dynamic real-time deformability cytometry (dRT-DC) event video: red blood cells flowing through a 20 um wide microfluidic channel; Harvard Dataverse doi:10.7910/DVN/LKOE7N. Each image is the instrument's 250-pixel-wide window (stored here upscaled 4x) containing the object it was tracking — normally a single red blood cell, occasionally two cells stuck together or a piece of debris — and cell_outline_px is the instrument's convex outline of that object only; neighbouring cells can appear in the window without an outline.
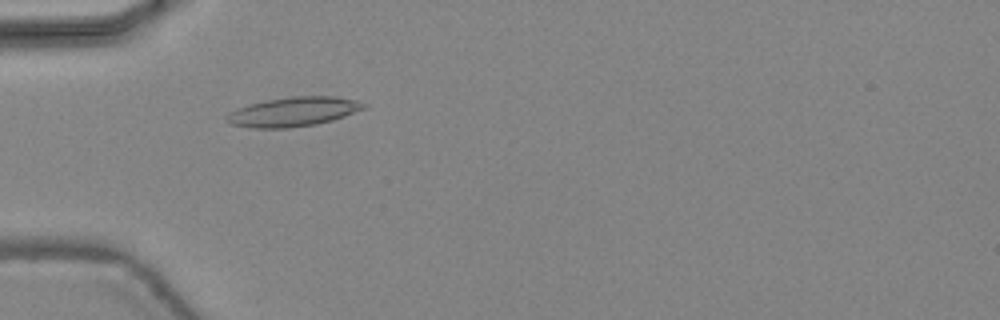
{"species": "common noctule bat (a hibernating species)", "species_latin": "Nyctalus noctula", "temperature_condition": "warm", "stored_images_in_passage": 35, "camera_frame_rate_fps": 3000, "um_per_image_px": 0.085, "animal": {"sex": "female", "body_mass_g": 24.6, "forearm_length_mm": 56.2}, "frame": {"image": 1, "passage_image": 4, "time_ms": 1.0, "image_size_px": [1000, 320], "cell_outline_px": [[368, 108], [332, 120], [316, 124], [288, 128], [252, 128], [228, 124], [224, 120], [224, 116], [240, 108], [252, 104], [268, 100], [292, 96], [336, 96], [356, 100], [368, 104]], "centroid_in_image_um": [24.97, 9.5], "position_along_channel_um": 60.0, "area_um2": 23.47}}
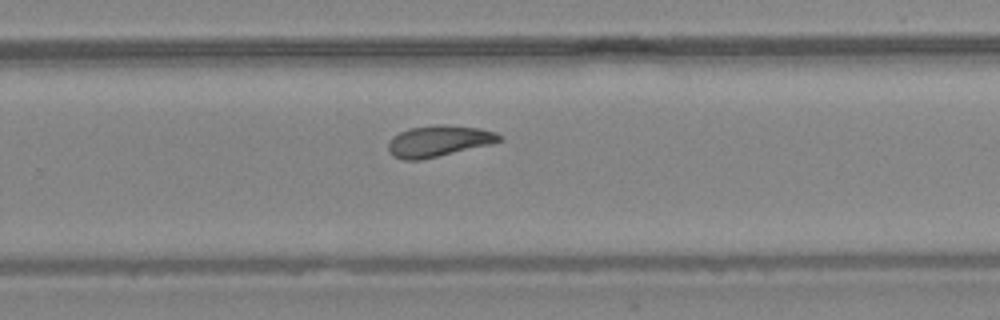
{"frame": {"image": 2, "passage_image": 20, "time_ms": 6.333, "image_size_px": [1000, 320], "cell_outline_px": [[504, 140], [492, 144], [440, 156], [420, 160], [404, 160], [392, 156], [388, 152], [388, 140], [392, 136], [408, 128], [444, 124], [480, 128], [496, 132]], "centroid_in_image_um": [37.27, 12.0], "position_along_channel_um": 292.5, "area_um2": 20.46}}
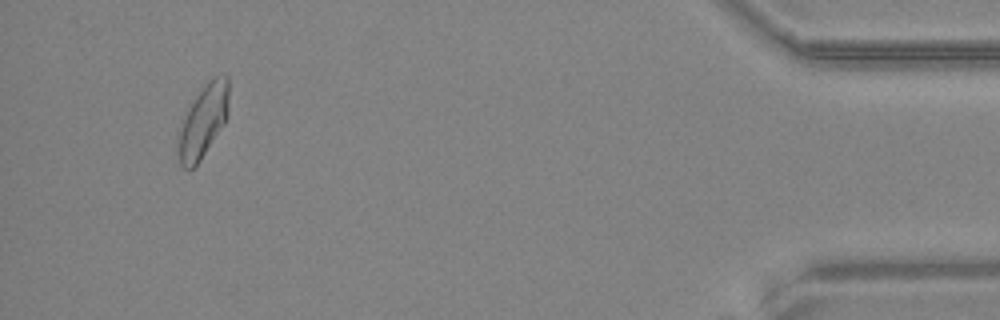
{"frame": {"image": 3, "passage_image": 33, "time_ms": 10.667, "image_size_px": [1000, 320], "cell_outline_px": [[228, 116], [224, 124], [200, 160], [188, 172], [180, 164], [176, 152], [176, 148], [184, 112], [204, 84], [212, 76], [224, 72], [228, 76]], "centroid_in_image_um": [17.26, 10.27], "position_along_channel_um": 417.9, "area_um2": 21.91}, "authors_computed_cell_mechanics": {"area_um2": 20.3456, "velocity_mm_per_s": 4.4517, "shape_relaxation_time_tau1_ms": null, "shape_relaxation_time_tau2_ms": 2.5339, "deformation_change_tau1": null, "deformation_change_tau2": 0.0919}}